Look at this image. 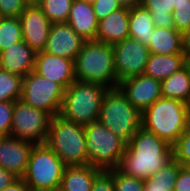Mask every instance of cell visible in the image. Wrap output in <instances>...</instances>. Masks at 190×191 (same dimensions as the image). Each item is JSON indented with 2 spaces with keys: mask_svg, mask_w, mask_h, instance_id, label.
<instances>
[{
  "mask_svg": "<svg viewBox=\"0 0 190 191\" xmlns=\"http://www.w3.org/2000/svg\"><path fill=\"white\" fill-rule=\"evenodd\" d=\"M172 159V146L141 127L127 142L116 169L124 175L145 181Z\"/></svg>",
  "mask_w": 190,
  "mask_h": 191,
  "instance_id": "6da1fadb",
  "label": "cell"
},
{
  "mask_svg": "<svg viewBox=\"0 0 190 191\" xmlns=\"http://www.w3.org/2000/svg\"><path fill=\"white\" fill-rule=\"evenodd\" d=\"M76 80L117 87L113 46L97 40L85 41L74 61Z\"/></svg>",
  "mask_w": 190,
  "mask_h": 191,
  "instance_id": "7a4b0ae2",
  "label": "cell"
},
{
  "mask_svg": "<svg viewBox=\"0 0 190 191\" xmlns=\"http://www.w3.org/2000/svg\"><path fill=\"white\" fill-rule=\"evenodd\" d=\"M107 89L99 83L75 80L64 91L59 116L83 126L98 121L102 99Z\"/></svg>",
  "mask_w": 190,
  "mask_h": 191,
  "instance_id": "3957f363",
  "label": "cell"
},
{
  "mask_svg": "<svg viewBox=\"0 0 190 191\" xmlns=\"http://www.w3.org/2000/svg\"><path fill=\"white\" fill-rule=\"evenodd\" d=\"M45 144L61 159L65 166L88 165L86 133L83 125L52 117Z\"/></svg>",
  "mask_w": 190,
  "mask_h": 191,
  "instance_id": "277c9868",
  "label": "cell"
},
{
  "mask_svg": "<svg viewBox=\"0 0 190 191\" xmlns=\"http://www.w3.org/2000/svg\"><path fill=\"white\" fill-rule=\"evenodd\" d=\"M98 121L128 142L142 127V113L117 86L108 88L104 93Z\"/></svg>",
  "mask_w": 190,
  "mask_h": 191,
  "instance_id": "5b68a950",
  "label": "cell"
},
{
  "mask_svg": "<svg viewBox=\"0 0 190 191\" xmlns=\"http://www.w3.org/2000/svg\"><path fill=\"white\" fill-rule=\"evenodd\" d=\"M187 108L180 100L161 97L142 113V127L172 146L185 131Z\"/></svg>",
  "mask_w": 190,
  "mask_h": 191,
  "instance_id": "8992f818",
  "label": "cell"
},
{
  "mask_svg": "<svg viewBox=\"0 0 190 191\" xmlns=\"http://www.w3.org/2000/svg\"><path fill=\"white\" fill-rule=\"evenodd\" d=\"M84 130L89 164L104 171L116 169L127 142L99 121L89 123Z\"/></svg>",
  "mask_w": 190,
  "mask_h": 191,
  "instance_id": "52a82bcc",
  "label": "cell"
},
{
  "mask_svg": "<svg viewBox=\"0 0 190 191\" xmlns=\"http://www.w3.org/2000/svg\"><path fill=\"white\" fill-rule=\"evenodd\" d=\"M65 165L45 144H35L27 169L22 177L30 191H49L60 188Z\"/></svg>",
  "mask_w": 190,
  "mask_h": 191,
  "instance_id": "ba28073f",
  "label": "cell"
},
{
  "mask_svg": "<svg viewBox=\"0 0 190 191\" xmlns=\"http://www.w3.org/2000/svg\"><path fill=\"white\" fill-rule=\"evenodd\" d=\"M65 89L34 71L23 77L20 99L29 106L43 110L52 117L59 115Z\"/></svg>",
  "mask_w": 190,
  "mask_h": 191,
  "instance_id": "9c48e42d",
  "label": "cell"
},
{
  "mask_svg": "<svg viewBox=\"0 0 190 191\" xmlns=\"http://www.w3.org/2000/svg\"><path fill=\"white\" fill-rule=\"evenodd\" d=\"M51 119L49 113L29 106L21 99L15 100L10 135L34 144L45 143Z\"/></svg>",
  "mask_w": 190,
  "mask_h": 191,
  "instance_id": "30bf717a",
  "label": "cell"
},
{
  "mask_svg": "<svg viewBox=\"0 0 190 191\" xmlns=\"http://www.w3.org/2000/svg\"><path fill=\"white\" fill-rule=\"evenodd\" d=\"M113 52L117 83L126 78L144 74L151 54L147 45L130 37L113 45Z\"/></svg>",
  "mask_w": 190,
  "mask_h": 191,
  "instance_id": "8fae6325",
  "label": "cell"
},
{
  "mask_svg": "<svg viewBox=\"0 0 190 191\" xmlns=\"http://www.w3.org/2000/svg\"><path fill=\"white\" fill-rule=\"evenodd\" d=\"M118 87L141 113L162 97L161 81L145 74L126 78Z\"/></svg>",
  "mask_w": 190,
  "mask_h": 191,
  "instance_id": "7c38bea8",
  "label": "cell"
},
{
  "mask_svg": "<svg viewBox=\"0 0 190 191\" xmlns=\"http://www.w3.org/2000/svg\"><path fill=\"white\" fill-rule=\"evenodd\" d=\"M24 42L36 53L45 50L52 22L37 5H27L19 16Z\"/></svg>",
  "mask_w": 190,
  "mask_h": 191,
  "instance_id": "4fadbf2b",
  "label": "cell"
},
{
  "mask_svg": "<svg viewBox=\"0 0 190 191\" xmlns=\"http://www.w3.org/2000/svg\"><path fill=\"white\" fill-rule=\"evenodd\" d=\"M35 144L14 136H0V167L22 178Z\"/></svg>",
  "mask_w": 190,
  "mask_h": 191,
  "instance_id": "5bb4252c",
  "label": "cell"
},
{
  "mask_svg": "<svg viewBox=\"0 0 190 191\" xmlns=\"http://www.w3.org/2000/svg\"><path fill=\"white\" fill-rule=\"evenodd\" d=\"M84 43L68 22L52 23L44 52L75 61Z\"/></svg>",
  "mask_w": 190,
  "mask_h": 191,
  "instance_id": "9a60e30c",
  "label": "cell"
},
{
  "mask_svg": "<svg viewBox=\"0 0 190 191\" xmlns=\"http://www.w3.org/2000/svg\"><path fill=\"white\" fill-rule=\"evenodd\" d=\"M33 71L50 81L59 83L64 89H67L76 80L73 60L54 56L44 51L36 53Z\"/></svg>",
  "mask_w": 190,
  "mask_h": 191,
  "instance_id": "2e32d148",
  "label": "cell"
},
{
  "mask_svg": "<svg viewBox=\"0 0 190 191\" xmlns=\"http://www.w3.org/2000/svg\"><path fill=\"white\" fill-rule=\"evenodd\" d=\"M130 7L123 5L98 21L96 40L115 45L129 37Z\"/></svg>",
  "mask_w": 190,
  "mask_h": 191,
  "instance_id": "e0dca14e",
  "label": "cell"
},
{
  "mask_svg": "<svg viewBox=\"0 0 190 191\" xmlns=\"http://www.w3.org/2000/svg\"><path fill=\"white\" fill-rule=\"evenodd\" d=\"M36 52L24 40L0 52V68L21 77L34 70Z\"/></svg>",
  "mask_w": 190,
  "mask_h": 191,
  "instance_id": "ac0fdd59",
  "label": "cell"
},
{
  "mask_svg": "<svg viewBox=\"0 0 190 191\" xmlns=\"http://www.w3.org/2000/svg\"><path fill=\"white\" fill-rule=\"evenodd\" d=\"M67 22L85 41L96 40L98 20L93 4L73 0Z\"/></svg>",
  "mask_w": 190,
  "mask_h": 191,
  "instance_id": "d6986e66",
  "label": "cell"
},
{
  "mask_svg": "<svg viewBox=\"0 0 190 191\" xmlns=\"http://www.w3.org/2000/svg\"><path fill=\"white\" fill-rule=\"evenodd\" d=\"M101 171L90 164L65 166L60 189L62 191H91L93 181Z\"/></svg>",
  "mask_w": 190,
  "mask_h": 191,
  "instance_id": "ffe728a7",
  "label": "cell"
},
{
  "mask_svg": "<svg viewBox=\"0 0 190 191\" xmlns=\"http://www.w3.org/2000/svg\"><path fill=\"white\" fill-rule=\"evenodd\" d=\"M147 47L156 55L184 54L182 33L174 27H155Z\"/></svg>",
  "mask_w": 190,
  "mask_h": 191,
  "instance_id": "44dd1931",
  "label": "cell"
},
{
  "mask_svg": "<svg viewBox=\"0 0 190 191\" xmlns=\"http://www.w3.org/2000/svg\"><path fill=\"white\" fill-rule=\"evenodd\" d=\"M184 67V54L156 55L151 53L144 74L159 81H163Z\"/></svg>",
  "mask_w": 190,
  "mask_h": 191,
  "instance_id": "7402d4cb",
  "label": "cell"
},
{
  "mask_svg": "<svg viewBox=\"0 0 190 191\" xmlns=\"http://www.w3.org/2000/svg\"><path fill=\"white\" fill-rule=\"evenodd\" d=\"M154 22L148 9L139 3L130 6L129 37L141 44L149 45L150 37L154 32Z\"/></svg>",
  "mask_w": 190,
  "mask_h": 191,
  "instance_id": "603a6c76",
  "label": "cell"
},
{
  "mask_svg": "<svg viewBox=\"0 0 190 191\" xmlns=\"http://www.w3.org/2000/svg\"><path fill=\"white\" fill-rule=\"evenodd\" d=\"M162 98L180 100L186 104L190 101V76L184 67L161 81Z\"/></svg>",
  "mask_w": 190,
  "mask_h": 191,
  "instance_id": "cb8c5ba5",
  "label": "cell"
},
{
  "mask_svg": "<svg viewBox=\"0 0 190 191\" xmlns=\"http://www.w3.org/2000/svg\"><path fill=\"white\" fill-rule=\"evenodd\" d=\"M181 164L174 158L144 181V191H174Z\"/></svg>",
  "mask_w": 190,
  "mask_h": 191,
  "instance_id": "d4e9b609",
  "label": "cell"
},
{
  "mask_svg": "<svg viewBox=\"0 0 190 191\" xmlns=\"http://www.w3.org/2000/svg\"><path fill=\"white\" fill-rule=\"evenodd\" d=\"M139 4L149 10L155 27H174L172 0H139Z\"/></svg>",
  "mask_w": 190,
  "mask_h": 191,
  "instance_id": "484cf974",
  "label": "cell"
},
{
  "mask_svg": "<svg viewBox=\"0 0 190 191\" xmlns=\"http://www.w3.org/2000/svg\"><path fill=\"white\" fill-rule=\"evenodd\" d=\"M23 40L19 17H0V52Z\"/></svg>",
  "mask_w": 190,
  "mask_h": 191,
  "instance_id": "4316f807",
  "label": "cell"
},
{
  "mask_svg": "<svg viewBox=\"0 0 190 191\" xmlns=\"http://www.w3.org/2000/svg\"><path fill=\"white\" fill-rule=\"evenodd\" d=\"M23 77L0 68V102H14L22 94Z\"/></svg>",
  "mask_w": 190,
  "mask_h": 191,
  "instance_id": "83f0119b",
  "label": "cell"
},
{
  "mask_svg": "<svg viewBox=\"0 0 190 191\" xmlns=\"http://www.w3.org/2000/svg\"><path fill=\"white\" fill-rule=\"evenodd\" d=\"M73 0H40L37 4L52 23L67 22Z\"/></svg>",
  "mask_w": 190,
  "mask_h": 191,
  "instance_id": "f1b7e54d",
  "label": "cell"
},
{
  "mask_svg": "<svg viewBox=\"0 0 190 191\" xmlns=\"http://www.w3.org/2000/svg\"><path fill=\"white\" fill-rule=\"evenodd\" d=\"M114 191H144V180L124 175L113 169Z\"/></svg>",
  "mask_w": 190,
  "mask_h": 191,
  "instance_id": "f546056e",
  "label": "cell"
},
{
  "mask_svg": "<svg viewBox=\"0 0 190 191\" xmlns=\"http://www.w3.org/2000/svg\"><path fill=\"white\" fill-rule=\"evenodd\" d=\"M172 148L173 158L183 167L190 166V131H184Z\"/></svg>",
  "mask_w": 190,
  "mask_h": 191,
  "instance_id": "4dcf8cb0",
  "label": "cell"
},
{
  "mask_svg": "<svg viewBox=\"0 0 190 191\" xmlns=\"http://www.w3.org/2000/svg\"><path fill=\"white\" fill-rule=\"evenodd\" d=\"M174 28L182 34L190 29V0L189 3H181L173 10Z\"/></svg>",
  "mask_w": 190,
  "mask_h": 191,
  "instance_id": "1f68e13d",
  "label": "cell"
},
{
  "mask_svg": "<svg viewBox=\"0 0 190 191\" xmlns=\"http://www.w3.org/2000/svg\"><path fill=\"white\" fill-rule=\"evenodd\" d=\"M14 102H0V136L11 132Z\"/></svg>",
  "mask_w": 190,
  "mask_h": 191,
  "instance_id": "d6a6232c",
  "label": "cell"
},
{
  "mask_svg": "<svg viewBox=\"0 0 190 191\" xmlns=\"http://www.w3.org/2000/svg\"><path fill=\"white\" fill-rule=\"evenodd\" d=\"M27 5L24 0H0V17H19Z\"/></svg>",
  "mask_w": 190,
  "mask_h": 191,
  "instance_id": "836d02e7",
  "label": "cell"
},
{
  "mask_svg": "<svg viewBox=\"0 0 190 191\" xmlns=\"http://www.w3.org/2000/svg\"><path fill=\"white\" fill-rule=\"evenodd\" d=\"M122 6L123 4L119 0H96L93 3L94 12L98 21Z\"/></svg>",
  "mask_w": 190,
  "mask_h": 191,
  "instance_id": "e575fe53",
  "label": "cell"
},
{
  "mask_svg": "<svg viewBox=\"0 0 190 191\" xmlns=\"http://www.w3.org/2000/svg\"><path fill=\"white\" fill-rule=\"evenodd\" d=\"M91 191H114L113 169L102 170L94 179Z\"/></svg>",
  "mask_w": 190,
  "mask_h": 191,
  "instance_id": "d590c367",
  "label": "cell"
},
{
  "mask_svg": "<svg viewBox=\"0 0 190 191\" xmlns=\"http://www.w3.org/2000/svg\"><path fill=\"white\" fill-rule=\"evenodd\" d=\"M174 191H190V169L181 167L174 185Z\"/></svg>",
  "mask_w": 190,
  "mask_h": 191,
  "instance_id": "8d00e7d4",
  "label": "cell"
},
{
  "mask_svg": "<svg viewBox=\"0 0 190 191\" xmlns=\"http://www.w3.org/2000/svg\"><path fill=\"white\" fill-rule=\"evenodd\" d=\"M17 178L12 172L0 167V191L9 186Z\"/></svg>",
  "mask_w": 190,
  "mask_h": 191,
  "instance_id": "74e56055",
  "label": "cell"
},
{
  "mask_svg": "<svg viewBox=\"0 0 190 191\" xmlns=\"http://www.w3.org/2000/svg\"><path fill=\"white\" fill-rule=\"evenodd\" d=\"M1 191H29V187L24 182L23 178H17L14 182Z\"/></svg>",
  "mask_w": 190,
  "mask_h": 191,
  "instance_id": "f35d334b",
  "label": "cell"
},
{
  "mask_svg": "<svg viewBox=\"0 0 190 191\" xmlns=\"http://www.w3.org/2000/svg\"><path fill=\"white\" fill-rule=\"evenodd\" d=\"M183 39V53L185 56L190 55V29L182 34Z\"/></svg>",
  "mask_w": 190,
  "mask_h": 191,
  "instance_id": "ab89813d",
  "label": "cell"
},
{
  "mask_svg": "<svg viewBox=\"0 0 190 191\" xmlns=\"http://www.w3.org/2000/svg\"><path fill=\"white\" fill-rule=\"evenodd\" d=\"M185 131H190V107L189 106L185 113Z\"/></svg>",
  "mask_w": 190,
  "mask_h": 191,
  "instance_id": "60d3db41",
  "label": "cell"
},
{
  "mask_svg": "<svg viewBox=\"0 0 190 191\" xmlns=\"http://www.w3.org/2000/svg\"><path fill=\"white\" fill-rule=\"evenodd\" d=\"M125 6H132L133 4L139 3V0H119Z\"/></svg>",
  "mask_w": 190,
  "mask_h": 191,
  "instance_id": "b9f144b4",
  "label": "cell"
},
{
  "mask_svg": "<svg viewBox=\"0 0 190 191\" xmlns=\"http://www.w3.org/2000/svg\"><path fill=\"white\" fill-rule=\"evenodd\" d=\"M185 68L187 69L190 76V55L185 56Z\"/></svg>",
  "mask_w": 190,
  "mask_h": 191,
  "instance_id": "7bdbcfd3",
  "label": "cell"
},
{
  "mask_svg": "<svg viewBox=\"0 0 190 191\" xmlns=\"http://www.w3.org/2000/svg\"><path fill=\"white\" fill-rule=\"evenodd\" d=\"M181 3H189V0H172L173 7Z\"/></svg>",
  "mask_w": 190,
  "mask_h": 191,
  "instance_id": "ee69618b",
  "label": "cell"
},
{
  "mask_svg": "<svg viewBox=\"0 0 190 191\" xmlns=\"http://www.w3.org/2000/svg\"><path fill=\"white\" fill-rule=\"evenodd\" d=\"M28 5L38 4L40 0H24Z\"/></svg>",
  "mask_w": 190,
  "mask_h": 191,
  "instance_id": "f6af8a7d",
  "label": "cell"
},
{
  "mask_svg": "<svg viewBox=\"0 0 190 191\" xmlns=\"http://www.w3.org/2000/svg\"><path fill=\"white\" fill-rule=\"evenodd\" d=\"M80 1H84L86 3L93 4L96 0H80Z\"/></svg>",
  "mask_w": 190,
  "mask_h": 191,
  "instance_id": "bcb514c9",
  "label": "cell"
},
{
  "mask_svg": "<svg viewBox=\"0 0 190 191\" xmlns=\"http://www.w3.org/2000/svg\"><path fill=\"white\" fill-rule=\"evenodd\" d=\"M49 191H62L60 188L49 190Z\"/></svg>",
  "mask_w": 190,
  "mask_h": 191,
  "instance_id": "7dc6e473",
  "label": "cell"
}]
</instances>
